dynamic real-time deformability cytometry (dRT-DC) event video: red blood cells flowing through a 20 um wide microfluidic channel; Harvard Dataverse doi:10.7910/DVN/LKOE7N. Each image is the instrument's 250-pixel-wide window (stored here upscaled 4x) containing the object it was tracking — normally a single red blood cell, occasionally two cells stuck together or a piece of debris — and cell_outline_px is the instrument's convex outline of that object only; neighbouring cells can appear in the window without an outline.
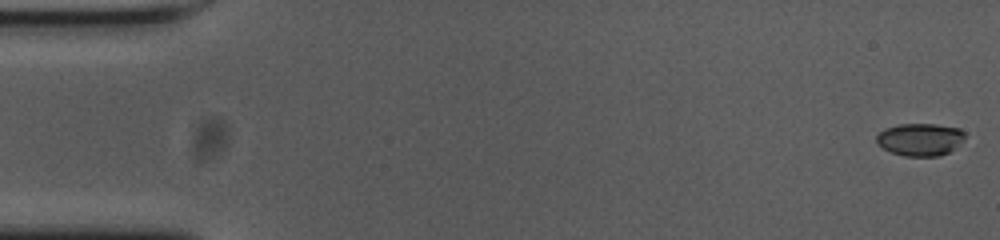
{"species": "common noctule bat (a hibernating species)", "species_latin": "Nyctalus noctula", "temperature_condition": "cold", "stored_images_in_passage": 55, "camera_frame_rate_fps": 3000, "um_per_image_px": 0.085, "animal": {"sex": "female", "body_mass_g": 23.0, "forearm_length_mm": 53.4}, "frame": {"image": 1, "passage_image": 1, "time_ms": 0.0, "image_size_px": [1000, 240], "cell_outline_px": [[964, 140], [948, 152], [940, 156], [904, 156], [892, 152], [884, 148], [876, 140], [876, 136], [884, 128], [900, 124], [936, 124], [960, 128], [964, 132]], "centroid_in_image_um": [78.22, 11.84], "position_along_channel_um": 6.8, "area_um2": 16.65}}
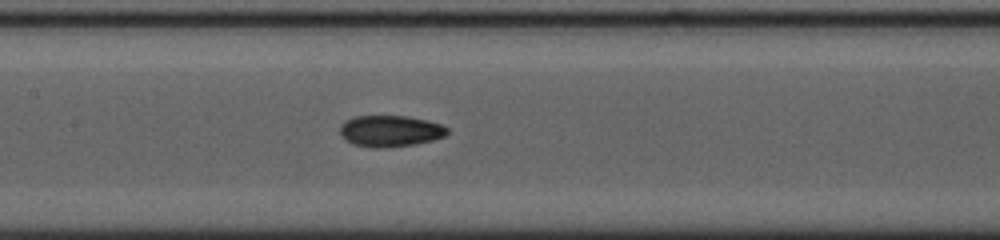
{"frame": {"image": 2, "passage_image": 26, "time_ms": 8.333, "image_size_px": [1000, 240], "cell_outline_px": [[448, 132], [444, 136], [432, 140], [412, 144], [384, 148], [372, 148], [356, 144], [348, 140], [340, 132], [340, 124], [356, 116], [408, 116], [428, 120], [440, 124], [448, 128]], "centroid_in_image_um": [33.2, 11.13], "position_along_channel_um": 174.2, "area_um2": 19.31}}
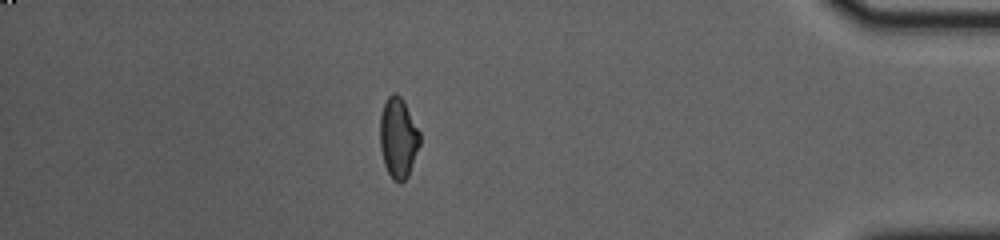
{"frame": {"image": 3, "passage_image": 48, "time_ms": 15.667, "image_size_px": [1000, 240], "cell_outline_px": [[420, 144], [408, 176], [400, 184], [392, 180], [384, 164], [380, 148], [380, 112], [388, 96], [392, 92], [396, 92], [404, 100], [420, 132]], "centroid_in_image_um": [33.84, 11.7], "position_along_channel_um": 401.4, "area_um2": 18.9}, "authors_computed_cell_mechanics": {"area_um2": 18.6116, "velocity_mm_per_s": 3.7166, "shape_relaxation_time_tau1_ms": null, "shape_relaxation_time_tau2_ms": 2.4752, "deformation_change_tau1": null, "deformation_change_tau2": 0.0766}}